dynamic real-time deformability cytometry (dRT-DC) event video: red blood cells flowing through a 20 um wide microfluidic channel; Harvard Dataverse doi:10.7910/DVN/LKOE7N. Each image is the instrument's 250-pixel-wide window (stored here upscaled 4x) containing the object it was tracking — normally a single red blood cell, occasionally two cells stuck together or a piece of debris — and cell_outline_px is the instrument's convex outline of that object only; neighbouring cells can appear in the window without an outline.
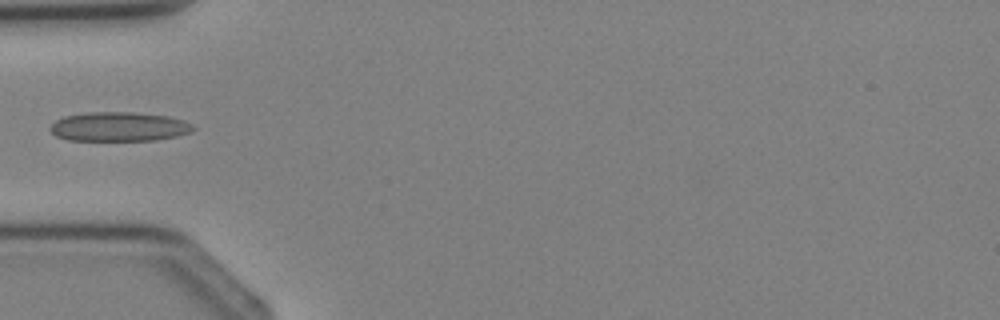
{"species": "Egyptian fruit bat (a non-hibernating species)", "species_latin": "Rousettus aegyptiacus", "temperature_condition": "cold", "stored_images_in_passage": 3, "camera_frame_rate_fps": 3000, "um_per_image_px": 0.085, "animal": {"sex": "female"}, "frame": {"image": 1, "passage_image": 3, "time_ms": 2.333, "image_size_px": [1000, 320], "cell_outline_px": [[196, 128], [192, 132], [176, 136], [156, 140], [68, 140], [56, 136], [48, 128], [56, 120], [64, 116], [88, 112], [132, 112], [168, 116], [184, 120], [192, 124]], "centroid_in_image_um": [10.13, 10.76], "position_along_channel_um": 74.9, "area_um2": 24.45}}